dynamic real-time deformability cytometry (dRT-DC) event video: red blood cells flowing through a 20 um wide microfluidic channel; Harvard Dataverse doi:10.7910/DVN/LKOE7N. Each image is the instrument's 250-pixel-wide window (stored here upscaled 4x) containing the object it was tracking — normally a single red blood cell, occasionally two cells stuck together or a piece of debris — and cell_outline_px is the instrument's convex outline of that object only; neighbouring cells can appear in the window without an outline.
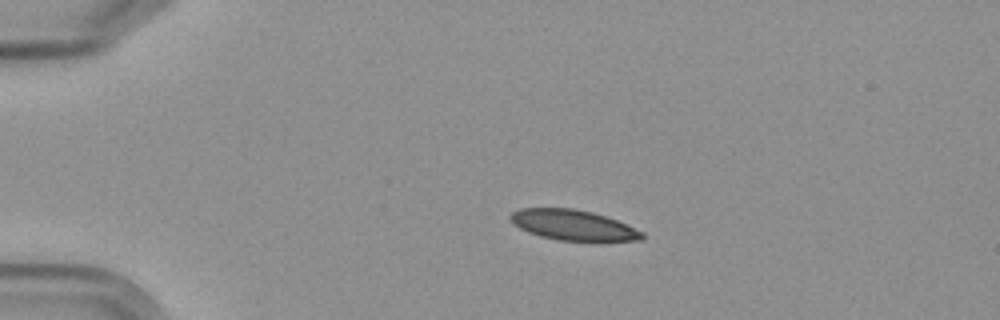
{"species": "Egyptian fruit bat (a non-hibernating species)", "species_latin": "Rousettus aegyptiacus", "temperature_condition": "cold", "stored_images_in_passage": 15, "camera_frame_rate_fps": 3000, "um_per_image_px": 0.085, "frame": {"image": 1, "passage_image": 3, "time_ms": 3.333, "image_size_px": [1000, 320], "cell_outline_px": [[644, 236], [640, 240], [560, 240], [540, 236], [528, 232], [520, 228], [508, 216], [512, 212], [520, 208], [572, 208], [592, 212], [616, 220], [644, 232]], "centroid_in_image_um": [48.69, 19.11], "position_along_channel_um": 36.3, "area_um2": 22.83}}
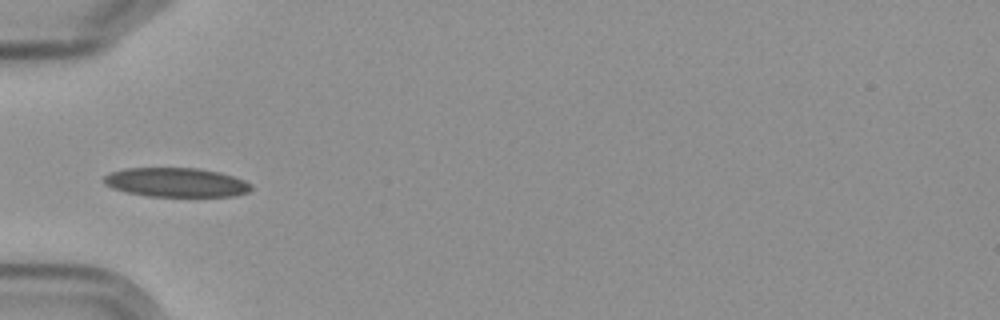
{"frame": {"image": 2, "passage_image": 5, "time_ms": 5.667, "image_size_px": [1000, 320], "cell_outline_px": [[252, 188], [248, 192], [232, 196], [148, 196], [124, 192], [112, 188], [104, 184], [104, 176], [112, 172], [124, 168], [200, 168], [220, 172], [244, 180], [252, 184]], "centroid_in_image_um": [14.96, 15.5], "position_along_channel_um": 70.0, "area_um2": 25.09}}
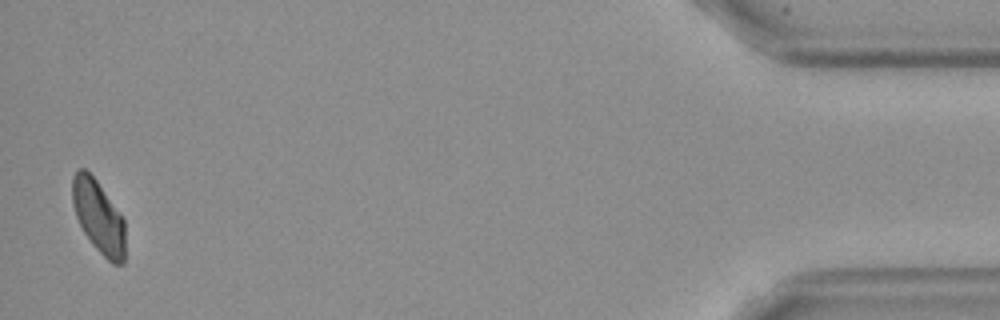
{"frame": {"image": 3, "passage_image": 15, "time_ms": 18.0, "image_size_px": [1000, 320], "cell_outline_px": [[124, 264], [112, 264], [92, 244], [84, 232], [76, 216], [72, 204], [72, 176], [80, 168], [84, 168], [96, 180], [124, 220]], "centroid_in_image_um": [8.35, 18.43], "position_along_channel_um": 426.8, "area_um2": 22.02}, "authors_computed_cell_mechanics": {"area_um2": 24.4494, "velocity_mm_per_s": 3.5421, "shape_relaxation_time_tau1_ms": 4.4695, "shape_relaxation_time_tau2_ms": null, "deformation_change_tau1": 0.1172, "deformation_change_tau2": null}}